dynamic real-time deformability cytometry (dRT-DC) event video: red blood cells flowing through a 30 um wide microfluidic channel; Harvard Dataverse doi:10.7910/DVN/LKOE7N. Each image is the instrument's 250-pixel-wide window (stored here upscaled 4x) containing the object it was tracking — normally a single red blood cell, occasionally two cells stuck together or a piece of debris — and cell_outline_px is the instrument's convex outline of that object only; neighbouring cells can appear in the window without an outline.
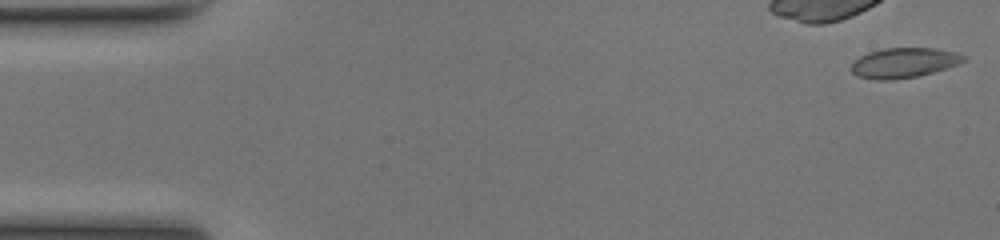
{"species": "common noctule bat (a hibernating species)", "species_latin": "Nyctalus noctula", "temperature_condition": "room temperature", "stored_images_in_passage": 49, "camera_frame_rate_fps": 3000, "um_per_image_px": 0.085, "animal": {"sex": "female", "body_mass_g": 17.0, "forearm_length_mm": 48.0}, "frame": {"image": 1, "passage_image": 1, "time_ms": 0.0, "image_size_px": [1000, 240], "cell_outline_px": [[968, 56], [964, 60], [956, 64], [920, 76], [892, 80], [876, 80], [856, 76], [852, 72], [852, 64], [860, 56], [868, 52], [884, 48], [936, 48], [956, 52]], "centroid_in_image_um": [76.82, 5.33], "position_along_channel_um": 8.2, "area_um2": 19.59}}
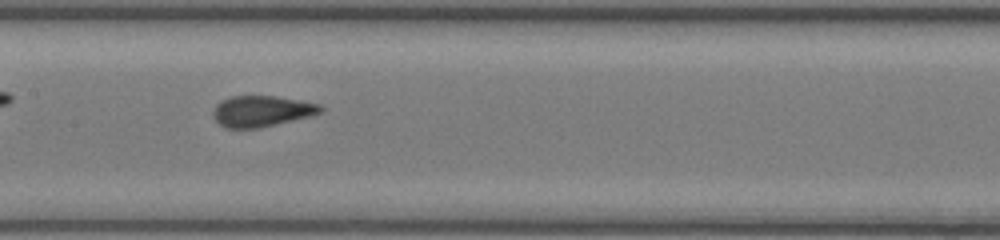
{"frame": {"image": 2, "passage_image": 24, "time_ms": 7.667, "image_size_px": [1000, 240], "cell_outline_px": [[324, 108], [320, 112], [308, 116], [260, 128], [224, 128], [216, 120], [212, 112], [216, 104], [232, 96], [272, 96], [300, 100], [320, 104]], "centroid_in_image_um": [22.22, 9.45], "position_along_channel_um": 185.2, "area_um2": 19.13}}
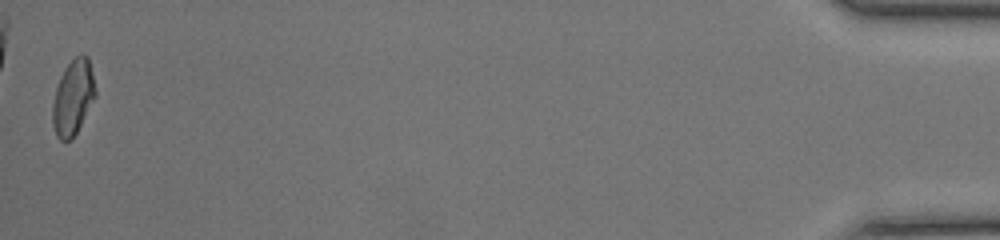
{"frame": {"image": 3, "passage_image": 49, "time_ms": 16.0, "image_size_px": [1000, 240], "cell_outline_px": [[96, 96], [72, 140], [60, 140], [56, 136], [52, 124], [52, 104], [56, 88], [60, 76], [64, 68], [76, 56], [84, 52], [88, 56], [96, 88]], "centroid_in_image_um": [6.21, 8.27], "position_along_channel_um": 429.0, "area_um2": 18.9}, "authors_computed_cell_mechanics": {"area_um2": 19.4786, "velocity_mm_per_s": 4.1707, "shape_relaxation_time_tau1_ms": 11.2911, "shape_relaxation_time_tau2_ms": null, "deformation_change_tau1": 0.2456, "deformation_change_tau2": null}}